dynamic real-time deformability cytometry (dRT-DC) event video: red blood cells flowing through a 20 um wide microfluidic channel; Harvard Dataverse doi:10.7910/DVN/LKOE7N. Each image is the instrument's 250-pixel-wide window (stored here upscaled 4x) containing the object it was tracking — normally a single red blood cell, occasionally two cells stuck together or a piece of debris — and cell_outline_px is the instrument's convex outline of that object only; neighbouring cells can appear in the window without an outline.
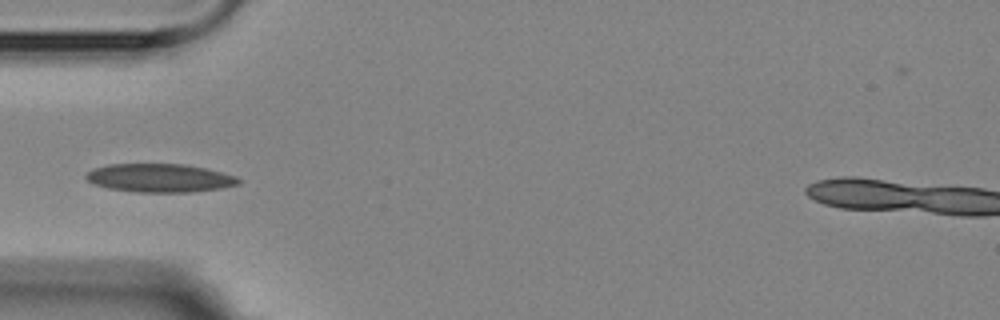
{"species": "Egyptian fruit bat (a non-hibernating species)", "species_latin": "Rousettus aegyptiacus", "temperature_condition": "room temperature", "stored_images_in_passage": 4, "camera_frame_rate_fps": 3000, "um_per_image_px": 0.085, "animal": {"sex": "female"}, "frame": {"image": 1, "passage_image": 4, "time_ms": 3.333, "image_size_px": [1000, 320], "cell_outline_px": [[244, 180], [240, 184], [220, 188], [192, 192], [136, 192], [108, 188], [92, 184], [84, 176], [88, 172], [96, 168], [108, 164], [184, 164], [204, 168], [236, 176]], "centroid_in_image_um": [13.59, 15.13], "position_along_channel_um": 71.4, "area_um2": 25.26}}